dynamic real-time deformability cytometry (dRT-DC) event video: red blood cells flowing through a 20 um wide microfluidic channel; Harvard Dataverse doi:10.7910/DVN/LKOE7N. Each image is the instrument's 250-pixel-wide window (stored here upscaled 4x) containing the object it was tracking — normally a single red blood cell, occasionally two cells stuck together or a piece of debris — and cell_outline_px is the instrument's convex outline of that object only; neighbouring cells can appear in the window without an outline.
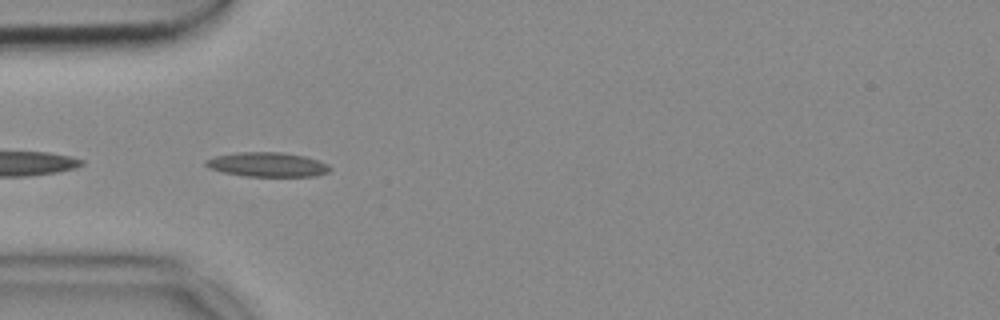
{"species": "common noctule bat (a hibernating species)", "species_latin": "Nyctalus noctula", "temperature_condition": "cold", "stored_images_in_passage": 39, "camera_frame_rate_fps": 3000, "um_per_image_px": 0.085, "animal": {"sex": "female", "body_mass_g": 18.4}, "frame": {"image": 1, "passage_image": 2, "time_ms": 0.333, "image_size_px": [1000, 320], "cell_outline_px": [[332, 168], [328, 172], [316, 176], [244, 176], [224, 172], [208, 168], [204, 164], [204, 160], [216, 156], [236, 152], [280, 152], [304, 156], [328, 164]], "centroid_in_image_um": [22.7, 13.99], "position_along_channel_um": 62.3, "area_um2": 17.63}}
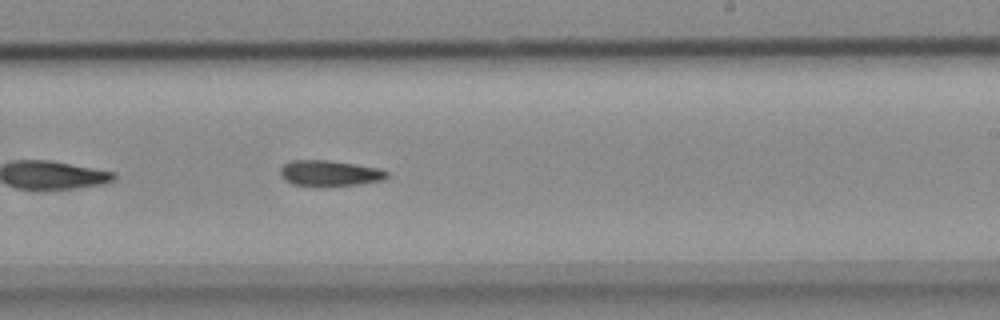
{"frame": {"image": 2, "passage_image": 18, "time_ms": 5.667, "image_size_px": [1000, 320], "cell_outline_px": [[388, 176], [384, 180], [356, 184], [320, 188], [292, 184], [284, 180], [280, 176], [280, 168], [284, 164], [292, 160], [328, 160], [380, 168], [388, 172]], "centroid_in_image_um": [27.98, 14.75], "position_along_channel_um": 261.0, "area_um2": 16.42}}
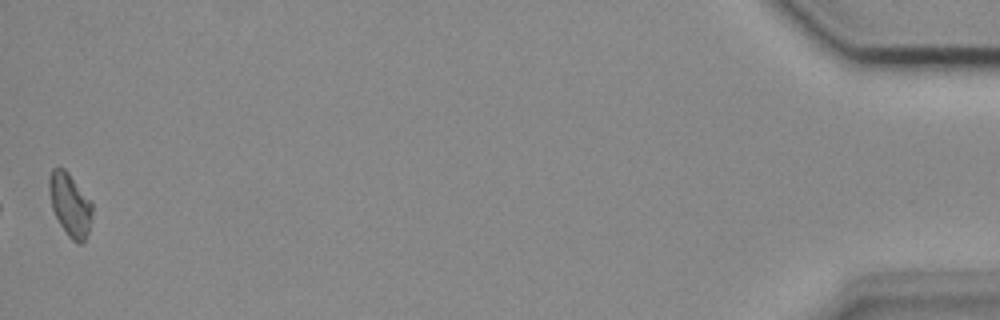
{"frame": {"image": 3, "passage_image": 39, "time_ms": 12.667, "image_size_px": [1000, 320], "cell_outline_px": [[92, 212], [88, 232], [84, 244], [80, 244], [72, 240], [68, 236], [60, 224], [52, 208], [48, 192], [48, 176], [52, 168], [64, 168], [68, 172], [92, 204]], "centroid_in_image_um": [5.92, 17.4], "position_along_channel_um": 429.3, "area_um2": 15.72}}